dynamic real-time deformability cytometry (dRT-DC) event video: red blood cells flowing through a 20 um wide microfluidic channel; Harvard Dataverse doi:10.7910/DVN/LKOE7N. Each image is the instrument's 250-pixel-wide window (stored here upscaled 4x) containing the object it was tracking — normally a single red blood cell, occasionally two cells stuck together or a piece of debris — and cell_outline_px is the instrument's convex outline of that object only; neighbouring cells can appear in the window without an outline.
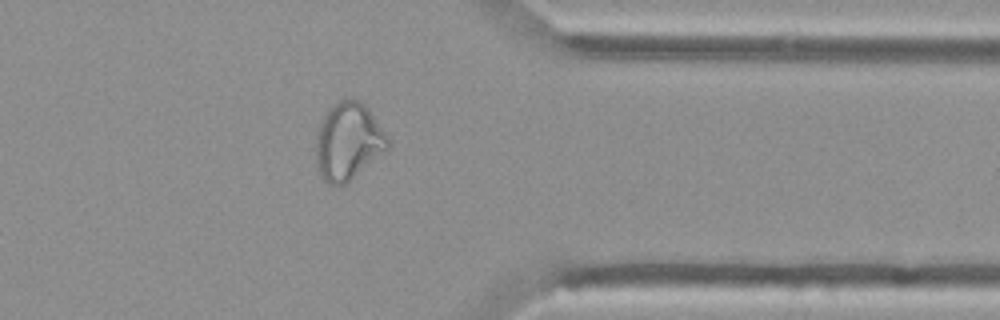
{"species": "Egyptian fruit bat (a non-hibernating species)", "species_latin": "Rousettus aegyptiacus", "temperature_condition": "cold", "stored_images_in_passage": 39, "camera_frame_rate_fps": 3000, "um_per_image_px": 0.085, "animal": {"sex": "female"}, "frame": {"image": 1, "passage_image": 28, "time_ms": 9.0, "image_size_px": [1000, 320], "cell_outline_px": [[388, 148], [384, 152], [340, 188], [328, 184], [324, 180], [316, 164], [316, 132], [324, 116], [332, 104], [340, 100], [360, 100], [368, 108], [388, 136]], "centroid_in_image_um": [29.58, 12.04], "position_along_channel_um": 381.8, "area_um2": 32.19}, "authors_computed_cell_mechanics": {"area_um2": 29.9982, "velocity_mm_per_s": 3.7571, "shape_relaxation_time_tau1_ms": null, "shape_relaxation_time_tau2_ms": 1.5116, "deformation_change_tau1": null, "deformation_change_tau2": 0.104}}